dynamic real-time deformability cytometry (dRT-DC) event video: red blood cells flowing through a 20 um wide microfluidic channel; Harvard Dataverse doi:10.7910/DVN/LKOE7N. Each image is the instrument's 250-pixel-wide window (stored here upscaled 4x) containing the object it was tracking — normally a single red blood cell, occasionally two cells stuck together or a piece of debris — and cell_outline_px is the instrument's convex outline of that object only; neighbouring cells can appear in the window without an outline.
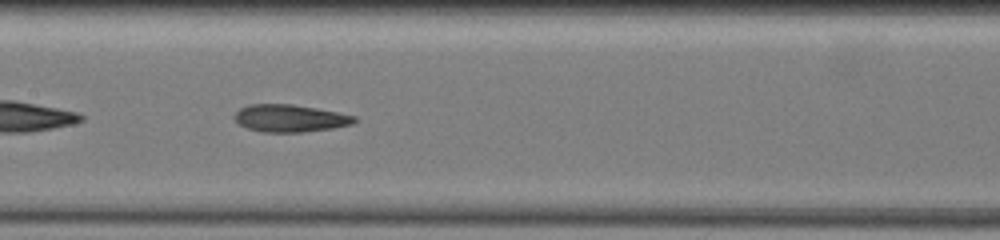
{"species": "common noctule bat (a hibernating species)", "species_latin": "Nyctalus noctula", "temperature_condition": "warm", "stored_images_in_passage": 14, "camera_frame_rate_fps": 3000, "um_per_image_px": 0.085, "animal": {"sex": "female", "body_mass_g": 19.5, "forearm_length_mm": 54.1}, "frame": {"image": 1, "passage_image": 8, "time_ms": 3.0, "image_size_px": [1000, 240], "cell_outline_px": [[360, 120], [352, 124], [332, 128], [304, 132], [260, 132], [248, 128], [240, 124], [232, 116], [240, 108], [248, 104], [292, 104], [316, 108], [356, 116]], "centroid_in_image_um": [24.66, 10.05], "position_along_channel_um": 182.7, "area_um2": 19.19}}